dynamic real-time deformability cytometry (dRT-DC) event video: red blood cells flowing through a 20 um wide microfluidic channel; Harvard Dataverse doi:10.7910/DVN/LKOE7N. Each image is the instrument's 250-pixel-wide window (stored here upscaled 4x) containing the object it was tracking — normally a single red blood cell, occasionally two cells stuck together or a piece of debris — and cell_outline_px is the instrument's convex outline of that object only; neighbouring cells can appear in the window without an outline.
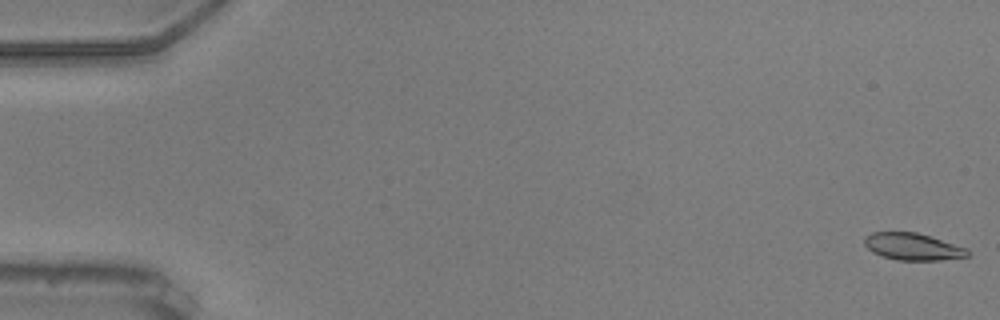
{"species": "common noctule bat (a hibernating species)", "species_latin": "Nyctalus noctula", "temperature_condition": "warm", "stored_images_in_passage": 56, "camera_frame_rate_fps": 3000, "um_per_image_px": 0.085, "animal": {"sex": "male", "body_mass_g": 20.5, "forearm_length_mm": 52.5}, "frame": {"image": 1, "passage_image": 1, "time_ms": 0.0, "image_size_px": [1000, 320], "cell_outline_px": [[972, 252], [968, 256], [940, 260], [896, 260], [880, 256], [872, 252], [864, 244], [864, 236], [872, 232], [916, 232], [968, 248]], "centroid_in_image_um": [77.57, 20.97], "position_along_channel_um": 7.4, "area_um2": 16.36}}
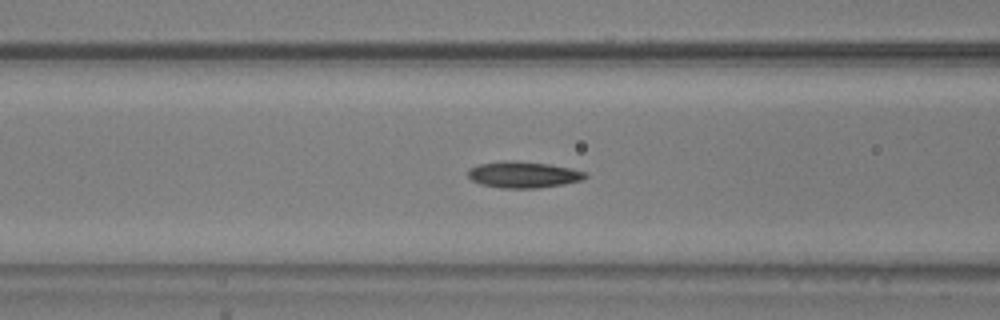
{"frame": {"image": 2, "passage_image": 23, "time_ms": 7.333, "image_size_px": [1000, 320], "cell_outline_px": [[588, 176], [584, 180], [564, 184], [540, 188], [500, 188], [480, 184], [472, 180], [468, 176], [468, 168], [476, 164], [508, 160], [512, 160], [548, 164], [588, 172]], "centroid_in_image_um": [44.48, 14.85], "position_along_channel_um": 122.1, "area_um2": 18.21}}
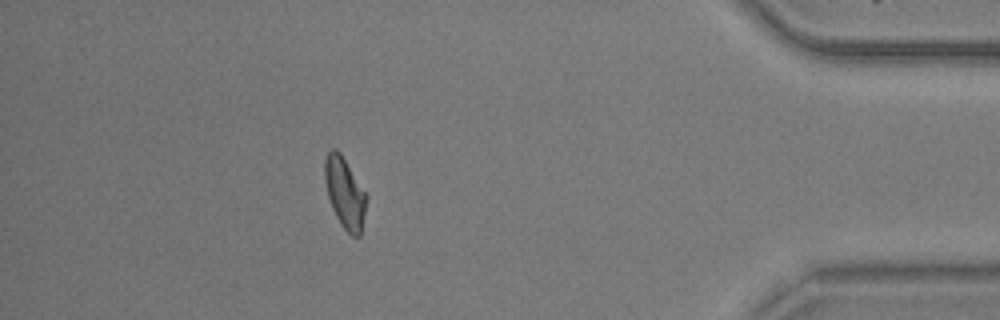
{"frame": {"image": 3, "passage_image": 50, "time_ms": 16.333, "image_size_px": [1000, 320], "cell_outline_px": [[368, 196], [360, 236], [352, 236], [340, 224], [332, 208], [328, 196], [324, 180], [324, 160], [328, 152], [332, 148], [336, 148], [340, 152]], "centroid_in_image_um": [29.3, 16.38], "position_along_channel_um": 405.9, "area_um2": 17.17}, "authors_computed_cell_mechanics": {"area_um2": 17.051, "velocity_mm_per_s": 3.6462, "shape_relaxation_time_tau1_ms": 4.7744, "shape_relaxation_time_tau2_ms": 3.4106, "deformation_change_tau1": 0.1518, "deformation_change_tau2": 0.0791}}